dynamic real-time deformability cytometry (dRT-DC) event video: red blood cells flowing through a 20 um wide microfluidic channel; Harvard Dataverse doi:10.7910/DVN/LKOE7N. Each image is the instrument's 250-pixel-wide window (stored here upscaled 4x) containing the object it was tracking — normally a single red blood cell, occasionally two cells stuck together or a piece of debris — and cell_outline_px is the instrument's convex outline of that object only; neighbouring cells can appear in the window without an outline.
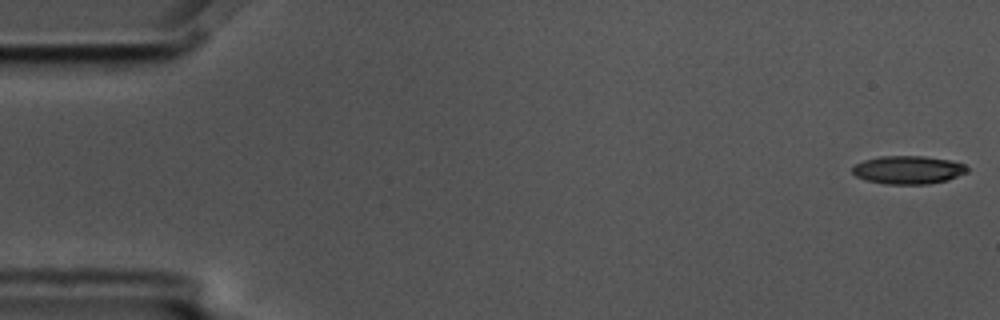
{"species": "common noctule bat (a hibernating species)", "species_latin": "Nyctalus noctula", "temperature_condition": "cold", "stored_images_in_passage": 3, "camera_frame_rate_fps": 3000, "um_per_image_px": 0.085, "animal": {"sex": "male", "body_mass_g": 17.5, "forearm_length_mm": 52.3}, "frame": {"image": 1, "passage_image": 1, "time_ms": 0.0, "image_size_px": [1000, 320], "cell_outline_px": [[968, 172], [948, 180], [928, 184], [884, 184], [864, 180], [856, 176], [852, 172], [852, 168], [856, 164], [864, 160], [880, 156], [924, 156], [952, 160], [964, 164], [968, 168]], "centroid_in_image_um": [77.2, 14.44], "position_along_channel_um": 7.8, "area_um2": 19.02}}